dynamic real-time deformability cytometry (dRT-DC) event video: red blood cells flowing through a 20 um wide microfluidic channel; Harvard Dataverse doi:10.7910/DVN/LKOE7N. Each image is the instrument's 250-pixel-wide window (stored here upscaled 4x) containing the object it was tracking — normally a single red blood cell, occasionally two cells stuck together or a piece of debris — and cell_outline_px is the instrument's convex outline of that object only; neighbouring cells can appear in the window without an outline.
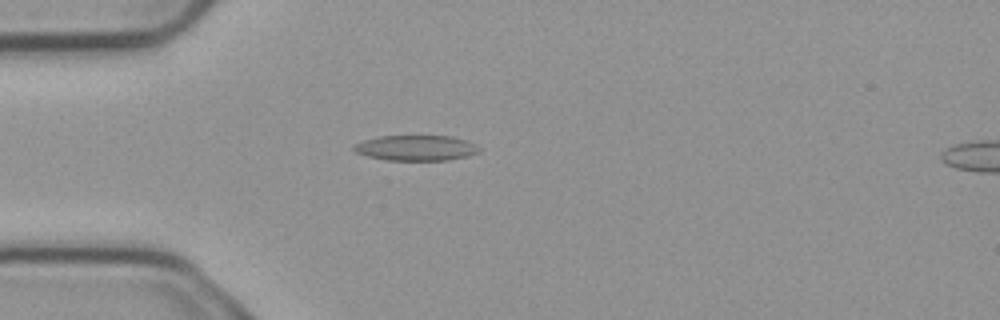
{"species": "common noctule bat (a hibernating species)", "species_latin": "Nyctalus noctula", "temperature_condition": "cold", "stored_images_in_passage": 5, "camera_frame_rate_fps": 3000, "um_per_image_px": 0.085, "animal": {"sex": "male", "body_mass_g": 23.1, "forearm_length_mm": 52.7}, "frame": {"image": 1, "passage_image": 4, "time_ms": 1.0, "image_size_px": [1000, 320], "cell_outline_px": [[480, 152], [468, 156], [448, 160], [388, 160], [368, 156], [356, 152], [352, 148], [356, 144], [364, 140], [380, 136], [452, 136], [464, 140], [480, 148]], "centroid_in_image_um": [35.37, 12.58], "position_along_channel_um": 49.6, "area_um2": 18.32}}